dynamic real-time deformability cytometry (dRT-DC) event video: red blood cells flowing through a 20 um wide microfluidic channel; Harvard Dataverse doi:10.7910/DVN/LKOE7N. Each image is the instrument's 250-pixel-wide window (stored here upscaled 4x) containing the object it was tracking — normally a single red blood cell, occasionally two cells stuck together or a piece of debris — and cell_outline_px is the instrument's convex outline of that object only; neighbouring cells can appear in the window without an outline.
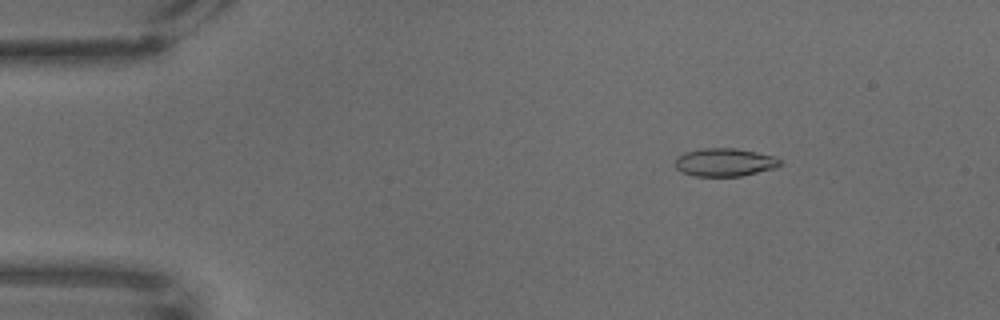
{"species": "common noctule bat (a hibernating species)", "species_latin": "Nyctalus noctula", "temperature_condition": "warm", "stored_images_in_passage": 68, "camera_frame_rate_fps": 3000, "um_per_image_px": 0.085, "animal": {"sex": "male", "body_mass_g": 18.8}, "frame": {"image": 1, "passage_image": 10, "time_ms": 3.0, "image_size_px": [1000, 320], "cell_outline_px": [[780, 164], [772, 168], [740, 176], [692, 176], [680, 172], [676, 168], [676, 156], [684, 152], [700, 148], [736, 148], [756, 152], [772, 156], [780, 160]], "centroid_in_image_um": [61.5, 13.79], "position_along_channel_um": 23.5, "area_um2": 17.05}}
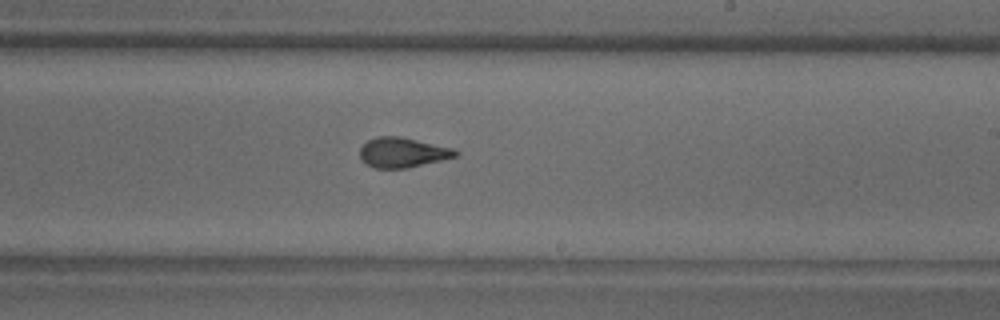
{"frame": {"image": 2, "passage_image": 41, "time_ms": 13.333, "image_size_px": [1000, 320], "cell_outline_px": [[460, 152], [456, 156], [408, 168], [376, 168], [360, 160], [360, 148], [368, 140], [376, 136], [400, 136], [452, 148]], "centroid_in_image_um": [34.19, 12.95], "position_along_channel_um": 254.8, "area_um2": 16.53}}
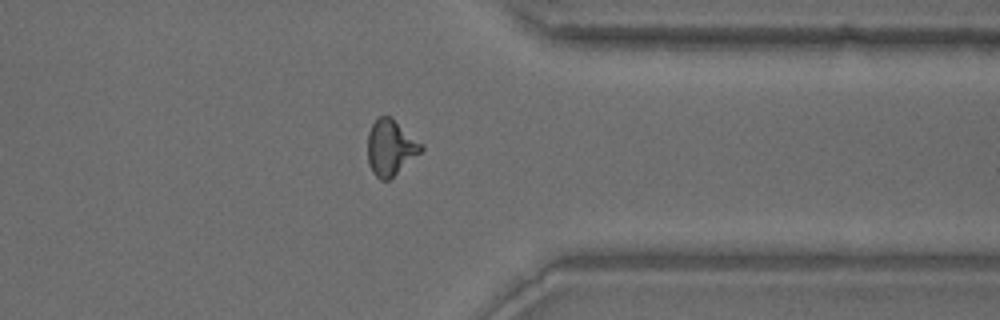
{"frame": {"image": 3, "passage_image": 54, "time_ms": 17.667, "image_size_px": [1000, 320], "cell_outline_px": [[424, 148], [420, 152], [388, 180], [380, 180], [372, 172], [368, 164], [368, 132], [372, 124], [380, 116], [392, 116], [424, 144]], "centroid_in_image_um": [33.2, 12.51], "position_along_channel_um": 378.2, "area_um2": 17.4}}